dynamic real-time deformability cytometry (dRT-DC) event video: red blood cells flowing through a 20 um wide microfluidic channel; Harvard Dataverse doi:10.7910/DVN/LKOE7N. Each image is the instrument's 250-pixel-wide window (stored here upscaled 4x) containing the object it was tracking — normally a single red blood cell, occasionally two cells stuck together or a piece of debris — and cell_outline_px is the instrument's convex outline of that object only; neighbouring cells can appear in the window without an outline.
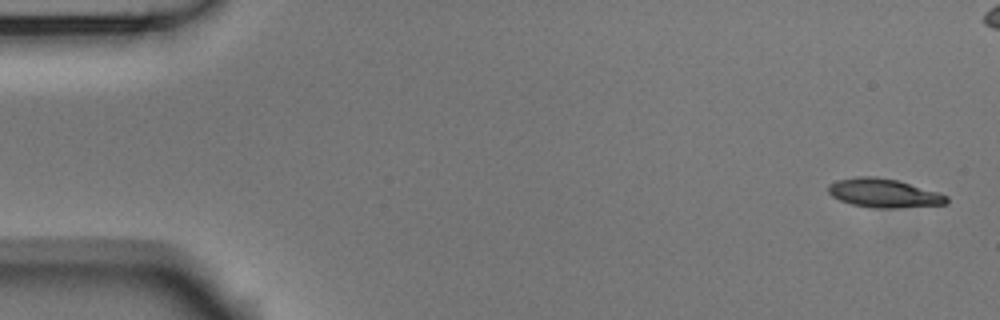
{"species": "Egyptian fruit bat (a non-hibernating species)", "species_latin": "Rousettus aegyptiacus", "temperature_condition": "room temperature", "stored_images_in_passage": 5, "camera_frame_rate_fps": 3000, "um_per_image_px": 0.085, "animal": {"sex": "male"}, "frame": {"image": 1, "passage_image": 1, "time_ms": 0.0, "image_size_px": [1000, 320], "cell_outline_px": [[948, 204], [896, 208], [876, 208], [852, 204], [840, 200], [832, 196], [828, 192], [828, 184], [836, 180], [856, 176], [876, 176], [896, 180], [936, 192], [948, 196]], "centroid_in_image_um": [75.09, 16.41], "position_along_channel_um": 9.9, "area_um2": 19.77}}